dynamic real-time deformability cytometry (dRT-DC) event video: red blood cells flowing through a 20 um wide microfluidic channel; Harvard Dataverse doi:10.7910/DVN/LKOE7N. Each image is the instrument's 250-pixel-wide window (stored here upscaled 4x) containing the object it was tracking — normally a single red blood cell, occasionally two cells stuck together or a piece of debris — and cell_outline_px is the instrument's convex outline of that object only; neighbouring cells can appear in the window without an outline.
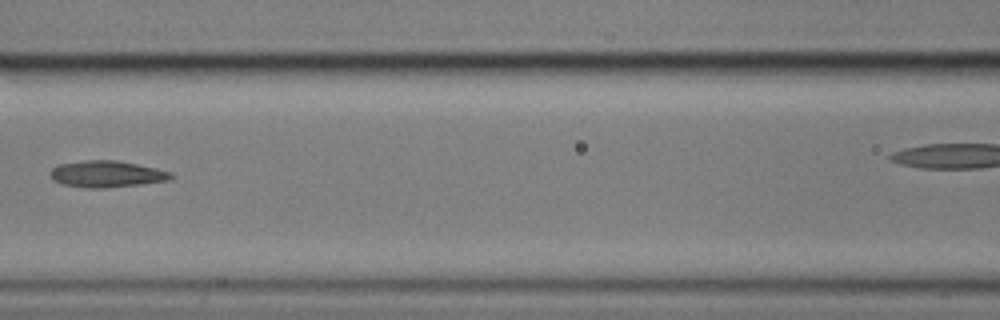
{"species": "common noctule bat (a hibernating species)", "species_latin": "Nyctalus noctula", "temperature_condition": "cold", "stored_images_in_passage": 8, "segment_of_instrument_passage": [1, 2], "camera_frame_rate_fps": 3000, "um_per_image_px": 0.085, "animal": {"sex": "male", "body_mass_g": 17.9}, "frame": {"image": 1, "passage_image": 7, "time_ms": 2.0, "image_size_px": [1000, 320], "cell_outline_px": [[176, 176], [172, 180], [140, 184], [104, 188], [84, 188], [60, 184], [52, 180], [48, 172], [56, 164], [84, 160], [116, 160], [156, 168], [172, 172]], "centroid_in_image_um": [9.04, 14.79], "position_along_channel_um": 157.6, "area_um2": 19.07}}